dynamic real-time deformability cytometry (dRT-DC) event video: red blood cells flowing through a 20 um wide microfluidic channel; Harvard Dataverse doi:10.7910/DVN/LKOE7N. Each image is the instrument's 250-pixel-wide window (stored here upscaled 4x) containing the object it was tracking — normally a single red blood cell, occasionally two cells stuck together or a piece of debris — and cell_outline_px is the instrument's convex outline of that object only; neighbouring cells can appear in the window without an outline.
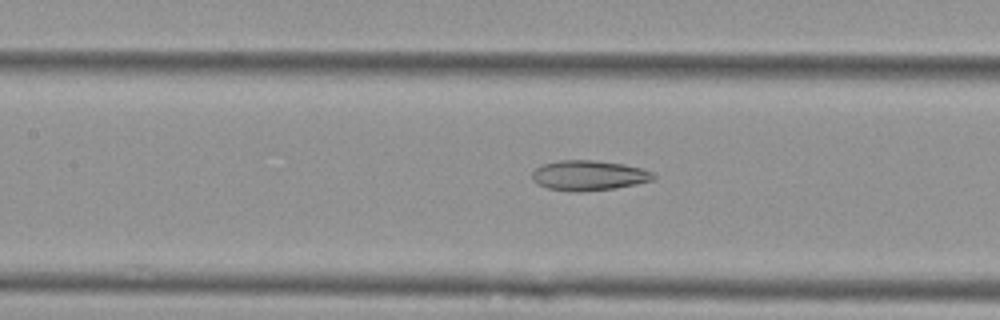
{"species": "Egyptian fruit bat (a non-hibernating species)", "species_latin": "Rousettus aegyptiacus", "temperature_condition": "cold", "stored_images_in_passage": 53, "camera_frame_rate_fps": 3000, "um_per_image_px": 0.085, "animal": {"sex": "female"}, "frame": {"image": 1, "passage_image": 25, "time_ms": 8.0, "image_size_px": [1000, 320], "cell_outline_px": [[656, 176], [652, 180], [636, 184], [612, 188], [576, 192], [548, 188], [532, 180], [532, 172], [536, 168], [544, 164], [560, 160], [592, 160], [624, 164], [640, 168], [652, 172]], "centroid_in_image_um": [50.04, 14.9], "position_along_channel_um": 157.4, "area_um2": 20.92}}
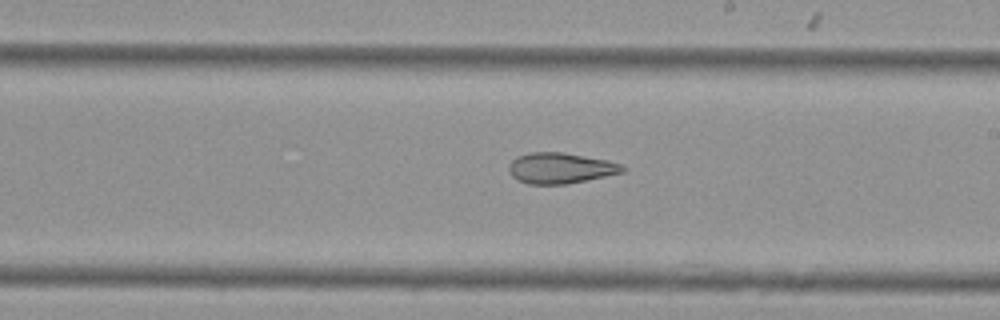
{"frame": {"image": 2, "passage_image": 32, "time_ms": 10.333, "image_size_px": [1000, 320], "cell_outline_px": [[628, 168], [624, 172], [568, 184], [528, 184], [516, 180], [508, 172], [508, 164], [516, 156], [528, 152], [564, 152], [608, 160], [620, 164]], "centroid_in_image_um": [47.61, 14.28], "position_along_channel_um": 241.4, "area_um2": 20.69}}
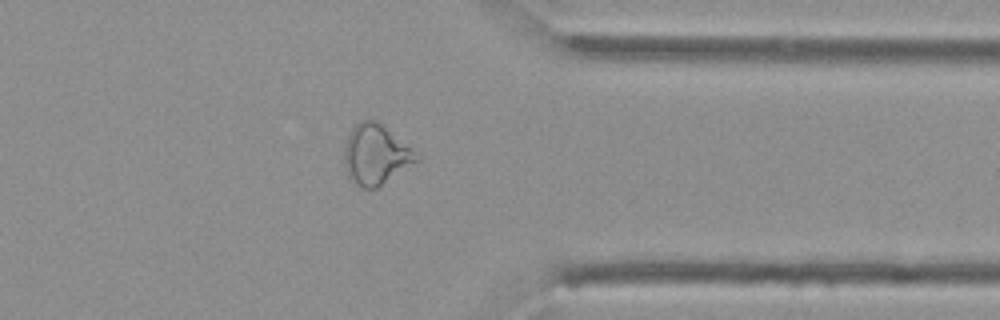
{"frame": {"image": 3, "passage_image": 44, "time_ms": 14.333, "image_size_px": [1000, 320], "cell_outline_px": [[420, 160], [376, 188], [364, 188], [352, 184], [348, 176], [344, 164], [344, 148], [348, 136], [352, 128], [360, 120], [376, 120], [420, 156]], "centroid_in_image_um": [31.91, 13.16], "position_along_channel_um": 379.5, "area_um2": 25.03}, "authors_computed_cell_mechanics": {"area_um2": 25.0274, "velocity_mm_per_s": 3.6258, "shape_relaxation_time_tau1_ms": null, "shape_relaxation_time_tau2_ms": 5.486, "deformation_change_tau1": null, "deformation_change_tau2": 0.1416}}